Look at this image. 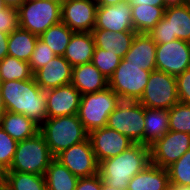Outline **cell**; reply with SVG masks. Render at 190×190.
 I'll return each instance as SVG.
<instances>
[{"label":"cell","instance_id":"cell-11","mask_svg":"<svg viewBox=\"0 0 190 190\" xmlns=\"http://www.w3.org/2000/svg\"><path fill=\"white\" fill-rule=\"evenodd\" d=\"M190 149V134L169 130L150 145L151 164L167 168Z\"/></svg>","mask_w":190,"mask_h":190},{"label":"cell","instance_id":"cell-32","mask_svg":"<svg viewBox=\"0 0 190 190\" xmlns=\"http://www.w3.org/2000/svg\"><path fill=\"white\" fill-rule=\"evenodd\" d=\"M122 58L115 53L95 47L91 62L109 80Z\"/></svg>","mask_w":190,"mask_h":190},{"label":"cell","instance_id":"cell-37","mask_svg":"<svg viewBox=\"0 0 190 190\" xmlns=\"http://www.w3.org/2000/svg\"><path fill=\"white\" fill-rule=\"evenodd\" d=\"M19 27L18 10L6 7L0 11V31L10 34Z\"/></svg>","mask_w":190,"mask_h":190},{"label":"cell","instance_id":"cell-16","mask_svg":"<svg viewBox=\"0 0 190 190\" xmlns=\"http://www.w3.org/2000/svg\"><path fill=\"white\" fill-rule=\"evenodd\" d=\"M47 118L76 115L82 94L72 85L45 90Z\"/></svg>","mask_w":190,"mask_h":190},{"label":"cell","instance_id":"cell-13","mask_svg":"<svg viewBox=\"0 0 190 190\" xmlns=\"http://www.w3.org/2000/svg\"><path fill=\"white\" fill-rule=\"evenodd\" d=\"M156 70L177 76L190 68V42L176 39L157 44Z\"/></svg>","mask_w":190,"mask_h":190},{"label":"cell","instance_id":"cell-49","mask_svg":"<svg viewBox=\"0 0 190 190\" xmlns=\"http://www.w3.org/2000/svg\"><path fill=\"white\" fill-rule=\"evenodd\" d=\"M7 6L5 5L3 0H0V11L4 10Z\"/></svg>","mask_w":190,"mask_h":190},{"label":"cell","instance_id":"cell-36","mask_svg":"<svg viewBox=\"0 0 190 190\" xmlns=\"http://www.w3.org/2000/svg\"><path fill=\"white\" fill-rule=\"evenodd\" d=\"M17 141L0 126V164L10 168L16 151Z\"/></svg>","mask_w":190,"mask_h":190},{"label":"cell","instance_id":"cell-15","mask_svg":"<svg viewBox=\"0 0 190 190\" xmlns=\"http://www.w3.org/2000/svg\"><path fill=\"white\" fill-rule=\"evenodd\" d=\"M88 138L98 163L121 154L134 144L127 136L107 126L90 131Z\"/></svg>","mask_w":190,"mask_h":190},{"label":"cell","instance_id":"cell-22","mask_svg":"<svg viewBox=\"0 0 190 190\" xmlns=\"http://www.w3.org/2000/svg\"><path fill=\"white\" fill-rule=\"evenodd\" d=\"M91 32H74L63 57L73 66L89 63L95 50Z\"/></svg>","mask_w":190,"mask_h":190},{"label":"cell","instance_id":"cell-24","mask_svg":"<svg viewBox=\"0 0 190 190\" xmlns=\"http://www.w3.org/2000/svg\"><path fill=\"white\" fill-rule=\"evenodd\" d=\"M0 126L17 142L34 137L39 133L40 126L23 114L5 111Z\"/></svg>","mask_w":190,"mask_h":190},{"label":"cell","instance_id":"cell-21","mask_svg":"<svg viewBox=\"0 0 190 190\" xmlns=\"http://www.w3.org/2000/svg\"><path fill=\"white\" fill-rule=\"evenodd\" d=\"M95 46L111 53H115L122 59L130 49L136 31L113 32L103 29H93L91 32Z\"/></svg>","mask_w":190,"mask_h":190},{"label":"cell","instance_id":"cell-2","mask_svg":"<svg viewBox=\"0 0 190 190\" xmlns=\"http://www.w3.org/2000/svg\"><path fill=\"white\" fill-rule=\"evenodd\" d=\"M151 164L150 146L134 143L121 154L99 162L102 181L114 188H127L128 182Z\"/></svg>","mask_w":190,"mask_h":190},{"label":"cell","instance_id":"cell-44","mask_svg":"<svg viewBox=\"0 0 190 190\" xmlns=\"http://www.w3.org/2000/svg\"><path fill=\"white\" fill-rule=\"evenodd\" d=\"M7 7L18 9L25 0H3Z\"/></svg>","mask_w":190,"mask_h":190},{"label":"cell","instance_id":"cell-17","mask_svg":"<svg viewBox=\"0 0 190 190\" xmlns=\"http://www.w3.org/2000/svg\"><path fill=\"white\" fill-rule=\"evenodd\" d=\"M94 29L113 32L135 31L133 26L131 4L125 0L115 5L98 6Z\"/></svg>","mask_w":190,"mask_h":190},{"label":"cell","instance_id":"cell-48","mask_svg":"<svg viewBox=\"0 0 190 190\" xmlns=\"http://www.w3.org/2000/svg\"><path fill=\"white\" fill-rule=\"evenodd\" d=\"M101 190H127V188H114V187H111V186H109V185H106V184L102 181Z\"/></svg>","mask_w":190,"mask_h":190},{"label":"cell","instance_id":"cell-1","mask_svg":"<svg viewBox=\"0 0 190 190\" xmlns=\"http://www.w3.org/2000/svg\"><path fill=\"white\" fill-rule=\"evenodd\" d=\"M0 90L6 111L23 114L39 126L47 119L45 91L34 77L0 82Z\"/></svg>","mask_w":190,"mask_h":190},{"label":"cell","instance_id":"cell-38","mask_svg":"<svg viewBox=\"0 0 190 190\" xmlns=\"http://www.w3.org/2000/svg\"><path fill=\"white\" fill-rule=\"evenodd\" d=\"M176 86L179 102L190 104V68L176 76Z\"/></svg>","mask_w":190,"mask_h":190},{"label":"cell","instance_id":"cell-10","mask_svg":"<svg viewBox=\"0 0 190 190\" xmlns=\"http://www.w3.org/2000/svg\"><path fill=\"white\" fill-rule=\"evenodd\" d=\"M138 102L147 108H172L179 102L176 76L160 70L151 71L144 93Z\"/></svg>","mask_w":190,"mask_h":190},{"label":"cell","instance_id":"cell-3","mask_svg":"<svg viewBox=\"0 0 190 190\" xmlns=\"http://www.w3.org/2000/svg\"><path fill=\"white\" fill-rule=\"evenodd\" d=\"M39 132L45 138L54 157L89 137V132L85 129L77 114L47 118L40 125Z\"/></svg>","mask_w":190,"mask_h":190},{"label":"cell","instance_id":"cell-18","mask_svg":"<svg viewBox=\"0 0 190 190\" xmlns=\"http://www.w3.org/2000/svg\"><path fill=\"white\" fill-rule=\"evenodd\" d=\"M73 66L63 57L56 56L37 70L33 77L42 90L71 84Z\"/></svg>","mask_w":190,"mask_h":190},{"label":"cell","instance_id":"cell-33","mask_svg":"<svg viewBox=\"0 0 190 190\" xmlns=\"http://www.w3.org/2000/svg\"><path fill=\"white\" fill-rule=\"evenodd\" d=\"M168 113L169 130L190 134V104L178 102Z\"/></svg>","mask_w":190,"mask_h":190},{"label":"cell","instance_id":"cell-31","mask_svg":"<svg viewBox=\"0 0 190 190\" xmlns=\"http://www.w3.org/2000/svg\"><path fill=\"white\" fill-rule=\"evenodd\" d=\"M6 190H47L45 176L8 171Z\"/></svg>","mask_w":190,"mask_h":190},{"label":"cell","instance_id":"cell-43","mask_svg":"<svg viewBox=\"0 0 190 190\" xmlns=\"http://www.w3.org/2000/svg\"><path fill=\"white\" fill-rule=\"evenodd\" d=\"M7 172L8 169L0 164V189L7 188Z\"/></svg>","mask_w":190,"mask_h":190},{"label":"cell","instance_id":"cell-45","mask_svg":"<svg viewBox=\"0 0 190 190\" xmlns=\"http://www.w3.org/2000/svg\"><path fill=\"white\" fill-rule=\"evenodd\" d=\"M125 0H95L98 6H109V5H115L120 2H123Z\"/></svg>","mask_w":190,"mask_h":190},{"label":"cell","instance_id":"cell-40","mask_svg":"<svg viewBox=\"0 0 190 190\" xmlns=\"http://www.w3.org/2000/svg\"><path fill=\"white\" fill-rule=\"evenodd\" d=\"M8 35L0 31V61L8 55Z\"/></svg>","mask_w":190,"mask_h":190},{"label":"cell","instance_id":"cell-39","mask_svg":"<svg viewBox=\"0 0 190 190\" xmlns=\"http://www.w3.org/2000/svg\"><path fill=\"white\" fill-rule=\"evenodd\" d=\"M102 179L99 174L79 178L75 190H101Z\"/></svg>","mask_w":190,"mask_h":190},{"label":"cell","instance_id":"cell-41","mask_svg":"<svg viewBox=\"0 0 190 190\" xmlns=\"http://www.w3.org/2000/svg\"><path fill=\"white\" fill-rule=\"evenodd\" d=\"M131 5L164 6V0H127Z\"/></svg>","mask_w":190,"mask_h":190},{"label":"cell","instance_id":"cell-50","mask_svg":"<svg viewBox=\"0 0 190 190\" xmlns=\"http://www.w3.org/2000/svg\"><path fill=\"white\" fill-rule=\"evenodd\" d=\"M53 1H56V2H58L60 4H62L65 0H53Z\"/></svg>","mask_w":190,"mask_h":190},{"label":"cell","instance_id":"cell-26","mask_svg":"<svg viewBox=\"0 0 190 190\" xmlns=\"http://www.w3.org/2000/svg\"><path fill=\"white\" fill-rule=\"evenodd\" d=\"M37 40L38 36L18 27L8 35V55L29 62Z\"/></svg>","mask_w":190,"mask_h":190},{"label":"cell","instance_id":"cell-7","mask_svg":"<svg viewBox=\"0 0 190 190\" xmlns=\"http://www.w3.org/2000/svg\"><path fill=\"white\" fill-rule=\"evenodd\" d=\"M144 106L138 101L121 100L108 116L107 127L144 144Z\"/></svg>","mask_w":190,"mask_h":190},{"label":"cell","instance_id":"cell-6","mask_svg":"<svg viewBox=\"0 0 190 190\" xmlns=\"http://www.w3.org/2000/svg\"><path fill=\"white\" fill-rule=\"evenodd\" d=\"M17 10L19 27L38 37L61 22V4L53 0H25Z\"/></svg>","mask_w":190,"mask_h":190},{"label":"cell","instance_id":"cell-42","mask_svg":"<svg viewBox=\"0 0 190 190\" xmlns=\"http://www.w3.org/2000/svg\"><path fill=\"white\" fill-rule=\"evenodd\" d=\"M187 3H189L188 0H164V8L166 10L169 8L180 7L184 6Z\"/></svg>","mask_w":190,"mask_h":190},{"label":"cell","instance_id":"cell-35","mask_svg":"<svg viewBox=\"0 0 190 190\" xmlns=\"http://www.w3.org/2000/svg\"><path fill=\"white\" fill-rule=\"evenodd\" d=\"M56 56L52 49L38 37L35 49L28 62L33 74Z\"/></svg>","mask_w":190,"mask_h":190},{"label":"cell","instance_id":"cell-23","mask_svg":"<svg viewBox=\"0 0 190 190\" xmlns=\"http://www.w3.org/2000/svg\"><path fill=\"white\" fill-rule=\"evenodd\" d=\"M169 183L167 168L149 164L128 182L127 190H168Z\"/></svg>","mask_w":190,"mask_h":190},{"label":"cell","instance_id":"cell-25","mask_svg":"<svg viewBox=\"0 0 190 190\" xmlns=\"http://www.w3.org/2000/svg\"><path fill=\"white\" fill-rule=\"evenodd\" d=\"M144 121V145H152L169 131L168 110L144 107Z\"/></svg>","mask_w":190,"mask_h":190},{"label":"cell","instance_id":"cell-19","mask_svg":"<svg viewBox=\"0 0 190 190\" xmlns=\"http://www.w3.org/2000/svg\"><path fill=\"white\" fill-rule=\"evenodd\" d=\"M157 44L148 33H137L124 59L146 71L156 70Z\"/></svg>","mask_w":190,"mask_h":190},{"label":"cell","instance_id":"cell-34","mask_svg":"<svg viewBox=\"0 0 190 190\" xmlns=\"http://www.w3.org/2000/svg\"><path fill=\"white\" fill-rule=\"evenodd\" d=\"M169 182L190 187V149L167 167Z\"/></svg>","mask_w":190,"mask_h":190},{"label":"cell","instance_id":"cell-8","mask_svg":"<svg viewBox=\"0 0 190 190\" xmlns=\"http://www.w3.org/2000/svg\"><path fill=\"white\" fill-rule=\"evenodd\" d=\"M151 71L135 64H128L123 58L109 78V87L121 100L139 101L142 97Z\"/></svg>","mask_w":190,"mask_h":190},{"label":"cell","instance_id":"cell-20","mask_svg":"<svg viewBox=\"0 0 190 190\" xmlns=\"http://www.w3.org/2000/svg\"><path fill=\"white\" fill-rule=\"evenodd\" d=\"M71 84L83 95L109 87V80L92 62L73 67Z\"/></svg>","mask_w":190,"mask_h":190},{"label":"cell","instance_id":"cell-5","mask_svg":"<svg viewBox=\"0 0 190 190\" xmlns=\"http://www.w3.org/2000/svg\"><path fill=\"white\" fill-rule=\"evenodd\" d=\"M120 101V97L110 87L95 93L83 94L77 116L88 132L105 127L108 116Z\"/></svg>","mask_w":190,"mask_h":190},{"label":"cell","instance_id":"cell-12","mask_svg":"<svg viewBox=\"0 0 190 190\" xmlns=\"http://www.w3.org/2000/svg\"><path fill=\"white\" fill-rule=\"evenodd\" d=\"M55 158L78 178L91 177L98 174L99 163L89 138L63 150Z\"/></svg>","mask_w":190,"mask_h":190},{"label":"cell","instance_id":"cell-28","mask_svg":"<svg viewBox=\"0 0 190 190\" xmlns=\"http://www.w3.org/2000/svg\"><path fill=\"white\" fill-rule=\"evenodd\" d=\"M164 13V6L131 5L134 30L148 33L164 17Z\"/></svg>","mask_w":190,"mask_h":190},{"label":"cell","instance_id":"cell-47","mask_svg":"<svg viewBox=\"0 0 190 190\" xmlns=\"http://www.w3.org/2000/svg\"><path fill=\"white\" fill-rule=\"evenodd\" d=\"M6 109H5V106H4V103H3V99H2V93H1V90H0V120L3 116V114L5 113Z\"/></svg>","mask_w":190,"mask_h":190},{"label":"cell","instance_id":"cell-4","mask_svg":"<svg viewBox=\"0 0 190 190\" xmlns=\"http://www.w3.org/2000/svg\"><path fill=\"white\" fill-rule=\"evenodd\" d=\"M54 158L45 138L39 132L34 137L17 143L14 158L8 171L45 175L47 167Z\"/></svg>","mask_w":190,"mask_h":190},{"label":"cell","instance_id":"cell-29","mask_svg":"<svg viewBox=\"0 0 190 190\" xmlns=\"http://www.w3.org/2000/svg\"><path fill=\"white\" fill-rule=\"evenodd\" d=\"M73 33L74 31L67 25L60 22L49 27L39 38L44 41L57 56H63Z\"/></svg>","mask_w":190,"mask_h":190},{"label":"cell","instance_id":"cell-9","mask_svg":"<svg viewBox=\"0 0 190 190\" xmlns=\"http://www.w3.org/2000/svg\"><path fill=\"white\" fill-rule=\"evenodd\" d=\"M156 44L176 39L190 42V4L165 10L164 17L148 32Z\"/></svg>","mask_w":190,"mask_h":190},{"label":"cell","instance_id":"cell-30","mask_svg":"<svg viewBox=\"0 0 190 190\" xmlns=\"http://www.w3.org/2000/svg\"><path fill=\"white\" fill-rule=\"evenodd\" d=\"M33 78L28 62L7 55L0 61V82Z\"/></svg>","mask_w":190,"mask_h":190},{"label":"cell","instance_id":"cell-46","mask_svg":"<svg viewBox=\"0 0 190 190\" xmlns=\"http://www.w3.org/2000/svg\"><path fill=\"white\" fill-rule=\"evenodd\" d=\"M168 190H190L189 186L169 183Z\"/></svg>","mask_w":190,"mask_h":190},{"label":"cell","instance_id":"cell-27","mask_svg":"<svg viewBox=\"0 0 190 190\" xmlns=\"http://www.w3.org/2000/svg\"><path fill=\"white\" fill-rule=\"evenodd\" d=\"M47 190H75L78 177L54 158L45 172Z\"/></svg>","mask_w":190,"mask_h":190},{"label":"cell","instance_id":"cell-14","mask_svg":"<svg viewBox=\"0 0 190 190\" xmlns=\"http://www.w3.org/2000/svg\"><path fill=\"white\" fill-rule=\"evenodd\" d=\"M97 7L95 0H65L61 4V22L74 32H92Z\"/></svg>","mask_w":190,"mask_h":190}]
</instances>
